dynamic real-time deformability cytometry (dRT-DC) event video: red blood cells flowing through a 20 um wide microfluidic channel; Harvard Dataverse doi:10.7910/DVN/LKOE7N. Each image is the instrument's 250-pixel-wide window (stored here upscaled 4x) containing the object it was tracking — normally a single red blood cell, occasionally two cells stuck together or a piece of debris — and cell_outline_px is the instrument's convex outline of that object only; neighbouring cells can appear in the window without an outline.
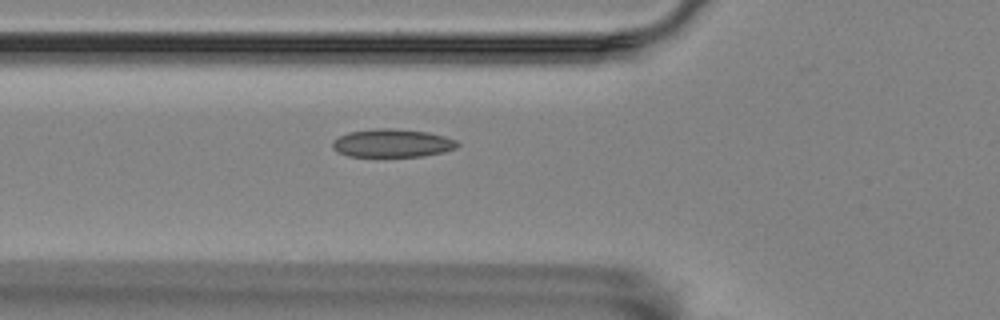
{"species": "Egyptian fruit bat (a non-hibernating species)", "species_latin": "Rousettus aegyptiacus", "temperature_condition": "room temperature", "stored_images_in_passage": 40, "camera_frame_rate_fps": 3000, "um_per_image_px": 0.085, "animal": {"sex": "female"}, "frame": {"image": 1, "passage_image": 3, "time_ms": 0.667, "image_size_px": [1000, 320], "cell_outline_px": [[460, 144], [456, 148], [444, 152], [420, 156], [348, 156], [336, 152], [332, 148], [332, 140], [348, 132], [376, 128], [392, 128], [428, 132], [444, 136], [456, 140]], "centroid_in_image_um": [33.32, 12.16], "position_along_channel_um": 92.5, "area_um2": 20.58}}
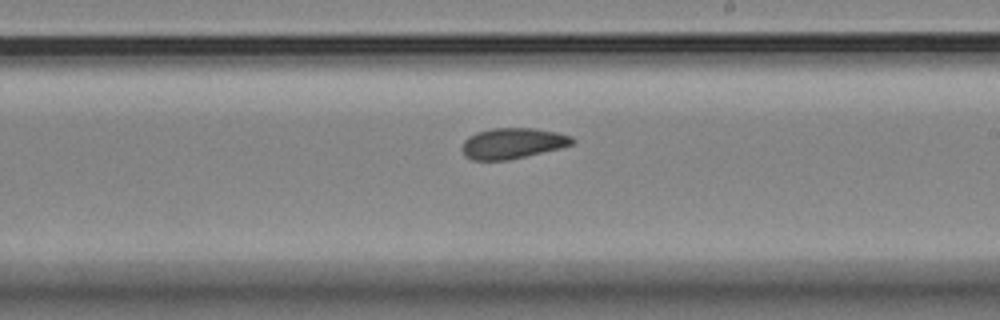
{"frame": {"image": 2, "passage_image": 16, "time_ms": 5.0, "image_size_px": [1000, 320], "cell_outline_px": [[576, 140], [572, 144], [560, 148], [508, 160], [472, 160], [464, 156], [460, 148], [464, 140], [468, 136], [476, 132], [492, 128], [536, 128], [556, 132], [572, 136]], "centroid_in_image_um": [43.53, 12.18], "position_along_channel_um": 245.5, "area_um2": 19.88}}
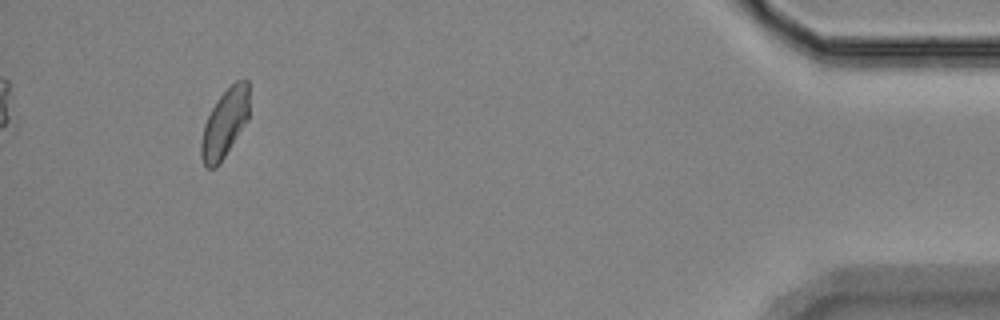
{"frame": {"image": 3, "passage_image": 36, "time_ms": 11.667, "image_size_px": [1000, 320], "cell_outline_px": [[248, 120], [220, 164], [216, 168], [208, 168], [204, 164], [200, 156], [200, 144], [204, 124], [216, 100], [236, 80], [248, 80]], "centroid_in_image_um": [19.09, 10.52], "position_along_channel_um": 416.1, "area_um2": 19.13}, "authors_computed_cell_mechanics": {"area_um2": 19.652, "velocity_mm_per_s": 3.5114, "shape_relaxation_time_tau1_ms": 8.9128, "shape_relaxation_time_tau2_ms": 6.2464, "deformation_change_tau1": 0.1403, "deformation_change_tau2": 0.0828}}